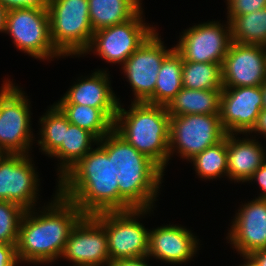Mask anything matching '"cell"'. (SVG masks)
Instances as JSON below:
<instances>
[{"label": "cell", "instance_id": "18", "mask_svg": "<svg viewBox=\"0 0 266 266\" xmlns=\"http://www.w3.org/2000/svg\"><path fill=\"white\" fill-rule=\"evenodd\" d=\"M107 72V69H97L87 77H79L54 104H80L99 108L114 123L121 101L111 87L110 73Z\"/></svg>", "mask_w": 266, "mask_h": 266}, {"label": "cell", "instance_id": "24", "mask_svg": "<svg viewBox=\"0 0 266 266\" xmlns=\"http://www.w3.org/2000/svg\"><path fill=\"white\" fill-rule=\"evenodd\" d=\"M183 58L174 49L161 64L158 72L154 94L146 101L150 104L167 106L183 88Z\"/></svg>", "mask_w": 266, "mask_h": 266}, {"label": "cell", "instance_id": "7", "mask_svg": "<svg viewBox=\"0 0 266 266\" xmlns=\"http://www.w3.org/2000/svg\"><path fill=\"white\" fill-rule=\"evenodd\" d=\"M153 209L134 208L92 215L105 228L111 262L147 257L150 230L146 229L139 219L153 212Z\"/></svg>", "mask_w": 266, "mask_h": 266}, {"label": "cell", "instance_id": "31", "mask_svg": "<svg viewBox=\"0 0 266 266\" xmlns=\"http://www.w3.org/2000/svg\"><path fill=\"white\" fill-rule=\"evenodd\" d=\"M227 20L230 22L234 17L250 14L266 7V0H226Z\"/></svg>", "mask_w": 266, "mask_h": 266}, {"label": "cell", "instance_id": "9", "mask_svg": "<svg viewBox=\"0 0 266 266\" xmlns=\"http://www.w3.org/2000/svg\"><path fill=\"white\" fill-rule=\"evenodd\" d=\"M226 135L220 115L170 116L169 160L176 153L178 157L189 161L209 146L223 140Z\"/></svg>", "mask_w": 266, "mask_h": 266}, {"label": "cell", "instance_id": "2", "mask_svg": "<svg viewBox=\"0 0 266 266\" xmlns=\"http://www.w3.org/2000/svg\"><path fill=\"white\" fill-rule=\"evenodd\" d=\"M96 146L57 182L58 192L84 215L134 209L119 194L112 158L98 144Z\"/></svg>", "mask_w": 266, "mask_h": 266}, {"label": "cell", "instance_id": "16", "mask_svg": "<svg viewBox=\"0 0 266 266\" xmlns=\"http://www.w3.org/2000/svg\"><path fill=\"white\" fill-rule=\"evenodd\" d=\"M265 82V47L232 41L222 64L223 88L262 86Z\"/></svg>", "mask_w": 266, "mask_h": 266}, {"label": "cell", "instance_id": "5", "mask_svg": "<svg viewBox=\"0 0 266 266\" xmlns=\"http://www.w3.org/2000/svg\"><path fill=\"white\" fill-rule=\"evenodd\" d=\"M47 10L55 49L63 57H82L94 33L88 0H49Z\"/></svg>", "mask_w": 266, "mask_h": 266}, {"label": "cell", "instance_id": "37", "mask_svg": "<svg viewBox=\"0 0 266 266\" xmlns=\"http://www.w3.org/2000/svg\"><path fill=\"white\" fill-rule=\"evenodd\" d=\"M257 266H266V249H259L249 254Z\"/></svg>", "mask_w": 266, "mask_h": 266}, {"label": "cell", "instance_id": "21", "mask_svg": "<svg viewBox=\"0 0 266 266\" xmlns=\"http://www.w3.org/2000/svg\"><path fill=\"white\" fill-rule=\"evenodd\" d=\"M97 143L98 139L91 132L70 123L68 128H65L61 146L50 156L60 160L56 168L58 170L57 182Z\"/></svg>", "mask_w": 266, "mask_h": 266}, {"label": "cell", "instance_id": "13", "mask_svg": "<svg viewBox=\"0 0 266 266\" xmlns=\"http://www.w3.org/2000/svg\"><path fill=\"white\" fill-rule=\"evenodd\" d=\"M7 154L0 161V201L18 204L25 210L36 209L40 179L32 156Z\"/></svg>", "mask_w": 266, "mask_h": 266}, {"label": "cell", "instance_id": "39", "mask_svg": "<svg viewBox=\"0 0 266 266\" xmlns=\"http://www.w3.org/2000/svg\"><path fill=\"white\" fill-rule=\"evenodd\" d=\"M243 260H245L244 264L238 266H257L254 260L249 255H242Z\"/></svg>", "mask_w": 266, "mask_h": 266}, {"label": "cell", "instance_id": "32", "mask_svg": "<svg viewBox=\"0 0 266 266\" xmlns=\"http://www.w3.org/2000/svg\"><path fill=\"white\" fill-rule=\"evenodd\" d=\"M0 3L7 10L19 8L47 9L49 0H0Z\"/></svg>", "mask_w": 266, "mask_h": 266}, {"label": "cell", "instance_id": "27", "mask_svg": "<svg viewBox=\"0 0 266 266\" xmlns=\"http://www.w3.org/2000/svg\"><path fill=\"white\" fill-rule=\"evenodd\" d=\"M231 39L239 44H266V7L230 21Z\"/></svg>", "mask_w": 266, "mask_h": 266}, {"label": "cell", "instance_id": "17", "mask_svg": "<svg viewBox=\"0 0 266 266\" xmlns=\"http://www.w3.org/2000/svg\"><path fill=\"white\" fill-rule=\"evenodd\" d=\"M239 208L228 228V243L240 256L266 249V200L255 198Z\"/></svg>", "mask_w": 266, "mask_h": 266}, {"label": "cell", "instance_id": "26", "mask_svg": "<svg viewBox=\"0 0 266 266\" xmlns=\"http://www.w3.org/2000/svg\"><path fill=\"white\" fill-rule=\"evenodd\" d=\"M38 122L41 125L38 132L40 139L36 142L42 154L50 157L61 146L65 128H68L70 122L55 104L47 109Z\"/></svg>", "mask_w": 266, "mask_h": 266}, {"label": "cell", "instance_id": "35", "mask_svg": "<svg viewBox=\"0 0 266 266\" xmlns=\"http://www.w3.org/2000/svg\"><path fill=\"white\" fill-rule=\"evenodd\" d=\"M147 257L134 258V259H119L112 261L110 266H151L148 264Z\"/></svg>", "mask_w": 266, "mask_h": 266}, {"label": "cell", "instance_id": "36", "mask_svg": "<svg viewBox=\"0 0 266 266\" xmlns=\"http://www.w3.org/2000/svg\"><path fill=\"white\" fill-rule=\"evenodd\" d=\"M252 133H256L257 137L258 134L263 136V138H266V108H263L262 111L260 112V115L258 117V121L253 128V130L249 133L251 136Z\"/></svg>", "mask_w": 266, "mask_h": 266}, {"label": "cell", "instance_id": "3", "mask_svg": "<svg viewBox=\"0 0 266 266\" xmlns=\"http://www.w3.org/2000/svg\"><path fill=\"white\" fill-rule=\"evenodd\" d=\"M97 144L112 158L119 194L133 208H154L165 172L114 129Z\"/></svg>", "mask_w": 266, "mask_h": 266}, {"label": "cell", "instance_id": "11", "mask_svg": "<svg viewBox=\"0 0 266 266\" xmlns=\"http://www.w3.org/2000/svg\"><path fill=\"white\" fill-rule=\"evenodd\" d=\"M160 37L155 30L121 66L132 89L133 102H146L154 94L161 64L175 49H167Z\"/></svg>", "mask_w": 266, "mask_h": 266}, {"label": "cell", "instance_id": "40", "mask_svg": "<svg viewBox=\"0 0 266 266\" xmlns=\"http://www.w3.org/2000/svg\"><path fill=\"white\" fill-rule=\"evenodd\" d=\"M263 91V108H266V82L262 85Z\"/></svg>", "mask_w": 266, "mask_h": 266}, {"label": "cell", "instance_id": "1", "mask_svg": "<svg viewBox=\"0 0 266 266\" xmlns=\"http://www.w3.org/2000/svg\"><path fill=\"white\" fill-rule=\"evenodd\" d=\"M53 200L44 205L26 210L18 233L16 253L19 262L49 264L61 257L71 230L84 216L82 211L58 189ZM37 211V212H35ZM40 213V214H39Z\"/></svg>", "mask_w": 266, "mask_h": 266}, {"label": "cell", "instance_id": "34", "mask_svg": "<svg viewBox=\"0 0 266 266\" xmlns=\"http://www.w3.org/2000/svg\"><path fill=\"white\" fill-rule=\"evenodd\" d=\"M252 181L257 183L262 192L255 196L257 199H265L266 200V161L254 172V174L247 180L248 183H252Z\"/></svg>", "mask_w": 266, "mask_h": 266}, {"label": "cell", "instance_id": "8", "mask_svg": "<svg viewBox=\"0 0 266 266\" xmlns=\"http://www.w3.org/2000/svg\"><path fill=\"white\" fill-rule=\"evenodd\" d=\"M13 39L16 48L38 60L63 58L50 38L47 9L19 8L7 11L5 34ZM53 59V60H52Z\"/></svg>", "mask_w": 266, "mask_h": 266}, {"label": "cell", "instance_id": "28", "mask_svg": "<svg viewBox=\"0 0 266 266\" xmlns=\"http://www.w3.org/2000/svg\"><path fill=\"white\" fill-rule=\"evenodd\" d=\"M189 162L194 165L195 174L202 180H213L222 176L228 178L227 135L217 144L195 155Z\"/></svg>", "mask_w": 266, "mask_h": 266}, {"label": "cell", "instance_id": "6", "mask_svg": "<svg viewBox=\"0 0 266 266\" xmlns=\"http://www.w3.org/2000/svg\"><path fill=\"white\" fill-rule=\"evenodd\" d=\"M8 80L0 88V146L8 154L29 155L35 136L30 100L23 88Z\"/></svg>", "mask_w": 266, "mask_h": 266}, {"label": "cell", "instance_id": "22", "mask_svg": "<svg viewBox=\"0 0 266 266\" xmlns=\"http://www.w3.org/2000/svg\"><path fill=\"white\" fill-rule=\"evenodd\" d=\"M222 89L194 90L183 87L166 106L170 116L220 114Z\"/></svg>", "mask_w": 266, "mask_h": 266}, {"label": "cell", "instance_id": "25", "mask_svg": "<svg viewBox=\"0 0 266 266\" xmlns=\"http://www.w3.org/2000/svg\"><path fill=\"white\" fill-rule=\"evenodd\" d=\"M67 120L91 132L98 140L113 130V122L99 109L80 104H55Z\"/></svg>", "mask_w": 266, "mask_h": 266}, {"label": "cell", "instance_id": "30", "mask_svg": "<svg viewBox=\"0 0 266 266\" xmlns=\"http://www.w3.org/2000/svg\"><path fill=\"white\" fill-rule=\"evenodd\" d=\"M25 212L18 204L0 201V242L16 244Z\"/></svg>", "mask_w": 266, "mask_h": 266}, {"label": "cell", "instance_id": "20", "mask_svg": "<svg viewBox=\"0 0 266 266\" xmlns=\"http://www.w3.org/2000/svg\"><path fill=\"white\" fill-rule=\"evenodd\" d=\"M237 135L227 134L228 180L246 183L266 161V147L255 136L249 138V133L242 134L246 137L241 139Z\"/></svg>", "mask_w": 266, "mask_h": 266}, {"label": "cell", "instance_id": "23", "mask_svg": "<svg viewBox=\"0 0 266 266\" xmlns=\"http://www.w3.org/2000/svg\"><path fill=\"white\" fill-rule=\"evenodd\" d=\"M142 0H88L93 31L124 23L141 9Z\"/></svg>", "mask_w": 266, "mask_h": 266}, {"label": "cell", "instance_id": "41", "mask_svg": "<svg viewBox=\"0 0 266 266\" xmlns=\"http://www.w3.org/2000/svg\"><path fill=\"white\" fill-rule=\"evenodd\" d=\"M8 153L0 146V161L7 155Z\"/></svg>", "mask_w": 266, "mask_h": 266}, {"label": "cell", "instance_id": "33", "mask_svg": "<svg viewBox=\"0 0 266 266\" xmlns=\"http://www.w3.org/2000/svg\"><path fill=\"white\" fill-rule=\"evenodd\" d=\"M19 263L16 244L0 242V266H16Z\"/></svg>", "mask_w": 266, "mask_h": 266}, {"label": "cell", "instance_id": "19", "mask_svg": "<svg viewBox=\"0 0 266 266\" xmlns=\"http://www.w3.org/2000/svg\"><path fill=\"white\" fill-rule=\"evenodd\" d=\"M170 224L150 229L147 258L165 264L187 263L198 252L199 239L190 229Z\"/></svg>", "mask_w": 266, "mask_h": 266}, {"label": "cell", "instance_id": "10", "mask_svg": "<svg viewBox=\"0 0 266 266\" xmlns=\"http://www.w3.org/2000/svg\"><path fill=\"white\" fill-rule=\"evenodd\" d=\"M143 10L142 8L132 19L124 23L95 31L88 48L82 55L85 56L92 52L106 60L107 63H117L122 66L142 43L157 30L153 25L145 22Z\"/></svg>", "mask_w": 266, "mask_h": 266}, {"label": "cell", "instance_id": "4", "mask_svg": "<svg viewBox=\"0 0 266 266\" xmlns=\"http://www.w3.org/2000/svg\"><path fill=\"white\" fill-rule=\"evenodd\" d=\"M119 104L113 129L163 171L169 164L170 115L164 105L133 102L126 110Z\"/></svg>", "mask_w": 266, "mask_h": 266}, {"label": "cell", "instance_id": "29", "mask_svg": "<svg viewBox=\"0 0 266 266\" xmlns=\"http://www.w3.org/2000/svg\"><path fill=\"white\" fill-rule=\"evenodd\" d=\"M182 84L194 90L223 89L222 64L183 61Z\"/></svg>", "mask_w": 266, "mask_h": 266}, {"label": "cell", "instance_id": "12", "mask_svg": "<svg viewBox=\"0 0 266 266\" xmlns=\"http://www.w3.org/2000/svg\"><path fill=\"white\" fill-rule=\"evenodd\" d=\"M219 21L195 24L183 30L175 50L183 61L223 64L231 39V26Z\"/></svg>", "mask_w": 266, "mask_h": 266}, {"label": "cell", "instance_id": "38", "mask_svg": "<svg viewBox=\"0 0 266 266\" xmlns=\"http://www.w3.org/2000/svg\"><path fill=\"white\" fill-rule=\"evenodd\" d=\"M7 9L0 3V33H5Z\"/></svg>", "mask_w": 266, "mask_h": 266}, {"label": "cell", "instance_id": "14", "mask_svg": "<svg viewBox=\"0 0 266 266\" xmlns=\"http://www.w3.org/2000/svg\"><path fill=\"white\" fill-rule=\"evenodd\" d=\"M60 258L71 266H110L105 228L92 215H84L71 230Z\"/></svg>", "mask_w": 266, "mask_h": 266}, {"label": "cell", "instance_id": "15", "mask_svg": "<svg viewBox=\"0 0 266 266\" xmlns=\"http://www.w3.org/2000/svg\"><path fill=\"white\" fill-rule=\"evenodd\" d=\"M263 109L262 86L223 88L220 121L227 134L250 133Z\"/></svg>", "mask_w": 266, "mask_h": 266}]
</instances>
